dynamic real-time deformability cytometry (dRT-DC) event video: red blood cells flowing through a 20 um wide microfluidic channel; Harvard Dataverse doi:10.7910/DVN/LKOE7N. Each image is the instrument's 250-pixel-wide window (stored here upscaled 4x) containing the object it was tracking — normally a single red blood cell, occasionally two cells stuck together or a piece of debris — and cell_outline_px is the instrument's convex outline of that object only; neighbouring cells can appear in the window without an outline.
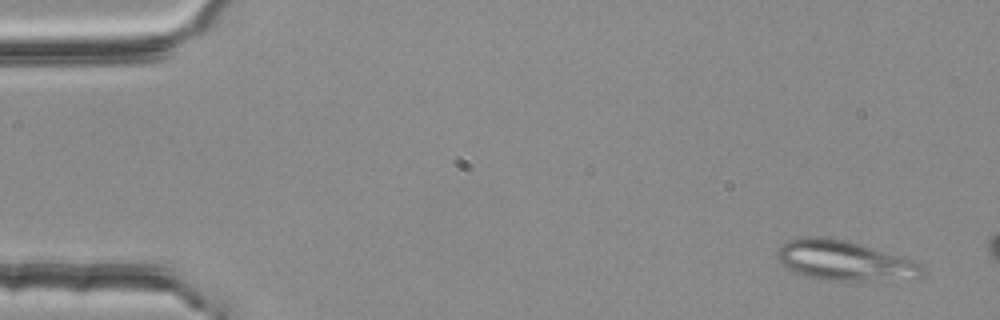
{"species": "common noctule bat (a hibernating species)", "species_latin": "Nyctalus noctula", "temperature_condition": "room temperature", "stored_images_in_passage": 13, "camera_frame_rate_fps": 3000, "um_per_image_px": 0.085, "animal": {"sex": "female", "body_mass_g": 25.1}, "frame": {"image": 1, "passage_image": 3, "time_ms": 0.667, "image_size_px": [1000, 320], "cell_outline_px": [[928, 272], [924, 276], [876, 280], [824, 280], [808, 276], [796, 272], [788, 268], [776, 256], [776, 248], [788, 240], [800, 236], [824, 236], [848, 240], [920, 260], [924, 264]], "centroid_in_image_um": [71.87, 22.11], "position_along_channel_um": 13.1, "area_um2": 34.39}}